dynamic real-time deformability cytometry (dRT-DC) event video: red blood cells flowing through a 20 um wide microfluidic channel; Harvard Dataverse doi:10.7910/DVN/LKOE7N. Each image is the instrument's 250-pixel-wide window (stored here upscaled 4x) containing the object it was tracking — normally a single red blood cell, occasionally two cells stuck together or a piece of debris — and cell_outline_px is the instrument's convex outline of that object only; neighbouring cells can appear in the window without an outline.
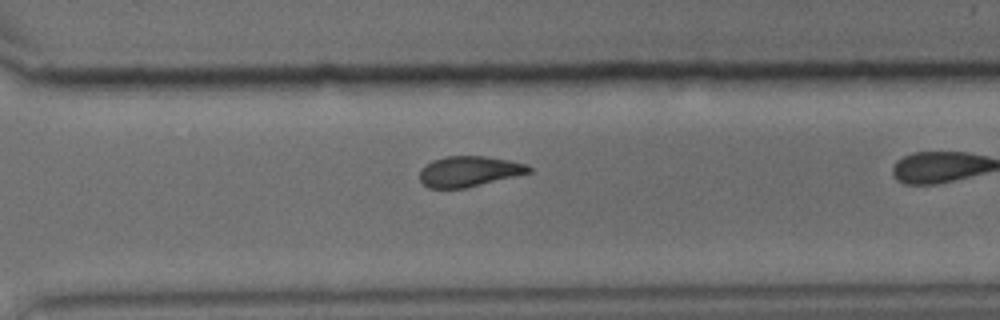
{"species": "common noctule bat (a hibernating species)", "species_latin": "Nyctalus noctula", "temperature_condition": "cold", "stored_images_in_passage": 31, "camera_frame_rate_fps": 3000, "um_per_image_px": 0.085, "animal": {"sex": "male", "body_mass_g": 15.6}, "frame": {"image": 1, "passage_image": 27, "time_ms": 8.667, "image_size_px": [1000, 320], "cell_outline_px": [[532, 172], [464, 188], [428, 188], [420, 180], [420, 168], [432, 160], [444, 156], [484, 156], [508, 160], [528, 164], [532, 168]], "centroid_in_image_um": [39.86, 14.55], "position_along_channel_um": 330.7, "area_um2": 19.36}}